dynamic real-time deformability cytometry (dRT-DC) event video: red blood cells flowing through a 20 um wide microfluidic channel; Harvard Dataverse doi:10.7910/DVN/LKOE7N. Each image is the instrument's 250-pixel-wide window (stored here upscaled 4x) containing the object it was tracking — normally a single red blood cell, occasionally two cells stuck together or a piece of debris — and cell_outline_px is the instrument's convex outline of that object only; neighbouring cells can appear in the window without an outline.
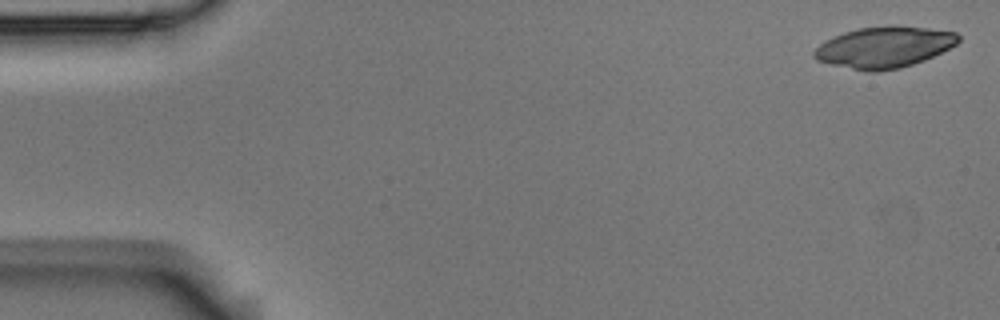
{"species": "Egyptian fruit bat (a non-hibernating species)", "species_latin": "Rousettus aegyptiacus", "temperature_condition": "room temperature", "stored_images_in_passage": 4, "camera_frame_rate_fps": 3000, "um_per_image_px": 0.085, "animal": {"sex": "male"}, "frame": {"image": 1, "passage_image": 1, "time_ms": 0.0, "image_size_px": [1000, 320], "cell_outline_px": [[960, 40], [956, 44], [924, 60], [900, 68], [880, 72], [868, 72], [832, 64], [816, 60], [812, 56], [812, 52], [820, 44], [844, 32], [860, 28], [928, 28], [956, 32], [960, 36]], "centroid_in_image_um": [75.14, 4.06], "position_along_channel_um": 9.9, "area_um2": 33.58}}